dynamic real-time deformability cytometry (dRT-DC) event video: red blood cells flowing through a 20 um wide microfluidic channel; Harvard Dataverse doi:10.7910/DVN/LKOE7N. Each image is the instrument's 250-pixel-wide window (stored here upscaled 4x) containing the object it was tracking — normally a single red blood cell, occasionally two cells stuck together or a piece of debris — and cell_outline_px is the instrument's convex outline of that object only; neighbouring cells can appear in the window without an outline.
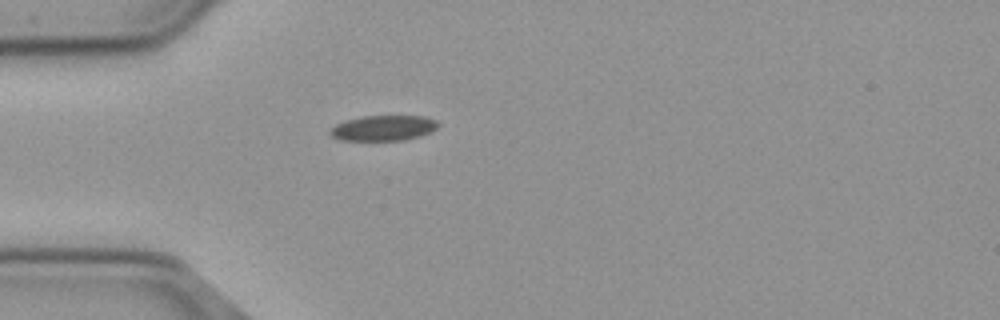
{"species": "common noctule bat (a hibernating species)", "species_latin": "Nyctalus noctula", "temperature_condition": "cold", "stored_images_in_passage": 32, "camera_frame_rate_fps": 3000, "um_per_image_px": 0.085, "animal": {"sex": "male", "body_mass_g": 23.1, "forearm_length_mm": 52.7}, "frame": {"image": 1, "passage_image": 1, "time_ms": 0.0, "image_size_px": [1000, 320], "cell_outline_px": [[440, 124], [432, 132], [420, 136], [404, 140], [340, 140], [332, 136], [328, 132], [328, 128], [344, 120], [360, 116], [424, 116], [436, 120]], "centroid_in_image_um": [32.56, 10.88], "position_along_channel_um": 52.4, "area_um2": 16.18}}
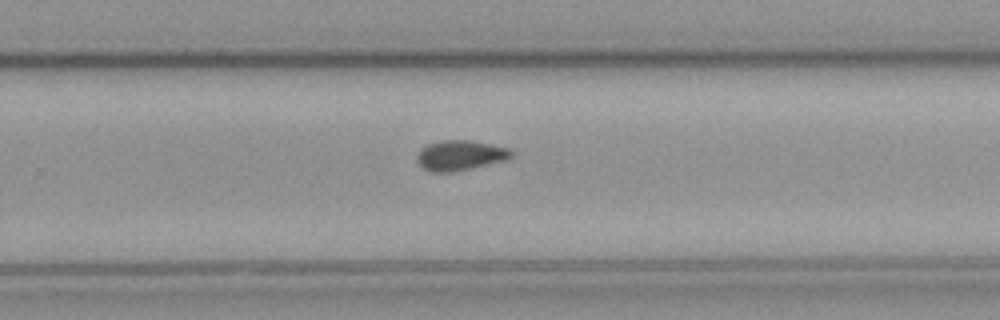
{"frame": {"image": 2, "passage_image": 21, "time_ms": 6.667, "image_size_px": [1000, 320], "cell_outline_px": [[512, 156], [504, 160], [472, 168], [452, 172], [432, 172], [424, 168], [416, 160], [416, 156], [420, 148], [428, 144], [440, 140], [472, 140], [508, 148], [512, 152]], "centroid_in_image_um": [39.07, 13.19], "position_along_channel_um": 290.7, "area_um2": 16.47}}
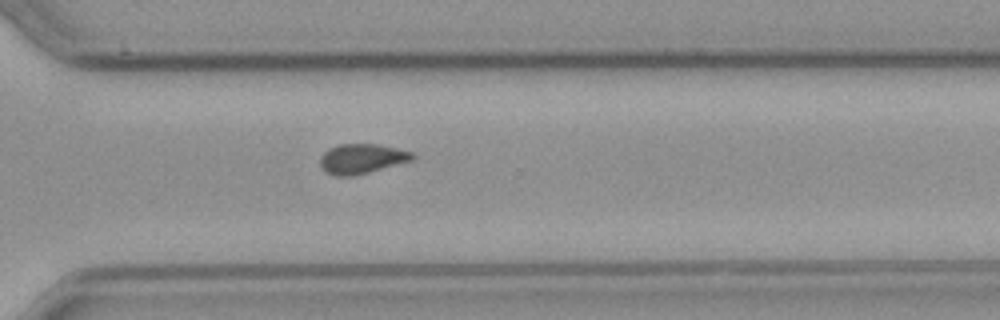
{"frame": {"image": 3, "passage_image": 25, "time_ms": 8.0, "image_size_px": [1000, 320], "cell_outline_px": [[416, 156], [412, 160], [368, 172], [352, 176], [336, 176], [328, 172], [320, 164], [320, 156], [328, 148], [340, 144], [380, 144], [412, 152]], "centroid_in_image_um": [30.75, 13.47], "position_along_channel_um": 339.9, "area_um2": 15.84}, "authors_computed_cell_mechanics": {"area_um2": 16.5597, "velocity_mm_per_s": 3.6985, "shape_relaxation_time_tau1_ms": null, "shape_relaxation_time_tau2_ms": 9.2648, "deformation_change_tau1": null, "deformation_change_tau2": 0.1186}}